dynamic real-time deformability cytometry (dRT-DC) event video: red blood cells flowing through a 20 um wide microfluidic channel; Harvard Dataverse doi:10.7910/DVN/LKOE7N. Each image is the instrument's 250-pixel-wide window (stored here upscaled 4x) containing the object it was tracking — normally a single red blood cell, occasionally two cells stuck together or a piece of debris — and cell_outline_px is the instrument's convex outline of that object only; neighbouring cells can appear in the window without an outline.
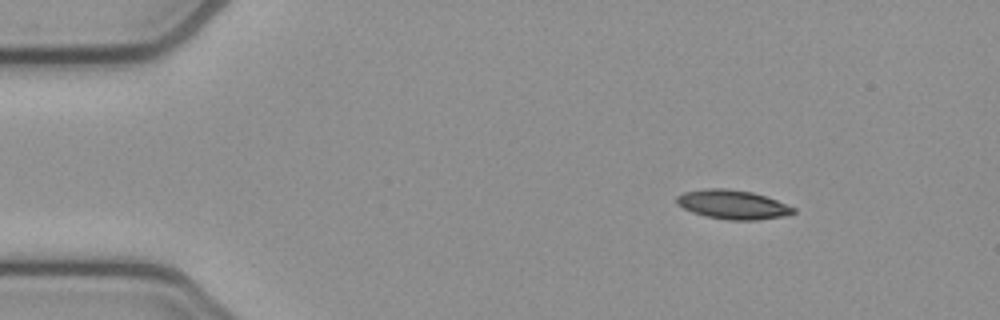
{"species": "common noctule bat (a hibernating species)", "species_latin": "Nyctalus noctula", "temperature_condition": "cold", "stored_images_in_passage": 47, "camera_frame_rate_fps": 3000, "um_per_image_px": 0.085, "animal": {"sex": "female", "body_mass_g": 21.9}, "frame": {"image": 1, "passage_image": 1, "time_ms": 0.0, "image_size_px": [1000, 320], "cell_outline_px": [[796, 212], [784, 216], [756, 220], [728, 220], [704, 216], [692, 212], [676, 204], [676, 196], [684, 192], [704, 188], [724, 188], [752, 192], [776, 200], [796, 208]], "centroid_in_image_um": [62.25, 17.39], "position_along_channel_um": 22.7, "area_um2": 19.83}}
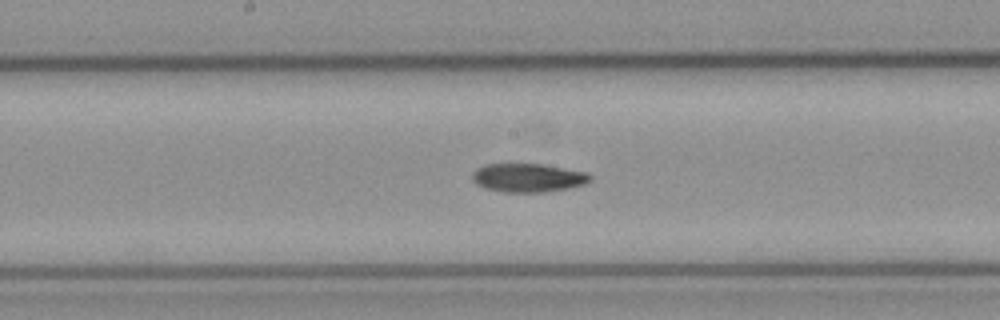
{"frame": {"image": 2, "passage_image": 21, "time_ms": 6.667, "image_size_px": [1000, 320], "cell_outline_px": [[592, 180], [584, 184], [568, 188], [544, 192], [504, 192], [484, 188], [476, 184], [472, 180], [472, 172], [476, 168], [484, 164], [540, 164], [588, 172], [592, 176]], "centroid_in_image_um": [44.87, 15.11], "position_along_channel_um": 203.3, "area_um2": 19.77}}
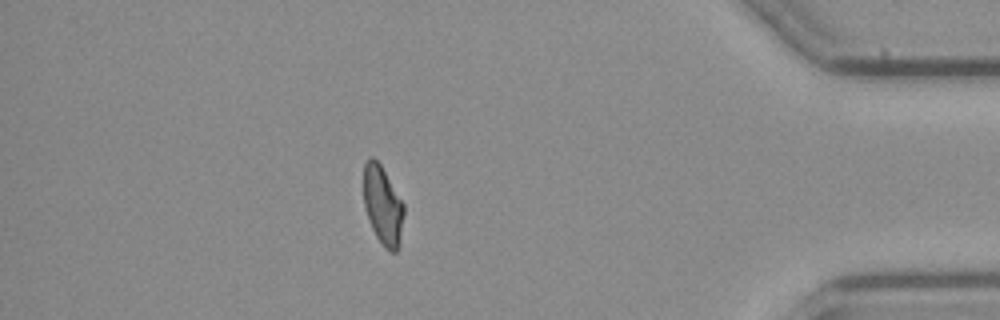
{"frame": {"image": 3, "passage_image": 40, "time_ms": 13.0, "image_size_px": [1000, 320], "cell_outline_px": [[404, 212], [400, 244], [396, 252], [392, 252], [384, 248], [376, 236], [372, 228], [364, 204], [364, 164], [368, 156], [372, 156], [380, 164], [404, 204]], "centroid_in_image_um": [32.54, 17.47], "position_along_channel_um": 402.7, "area_um2": 18.38}, "authors_computed_cell_mechanics": {"area_um2": 19.5364, "velocity_mm_per_s": 3.8609, "shape_relaxation_time_tau1_ms": 7.8718, "shape_relaxation_time_tau2_ms": null, "deformation_change_tau1": 0.2122, "deformation_change_tau2": null}}